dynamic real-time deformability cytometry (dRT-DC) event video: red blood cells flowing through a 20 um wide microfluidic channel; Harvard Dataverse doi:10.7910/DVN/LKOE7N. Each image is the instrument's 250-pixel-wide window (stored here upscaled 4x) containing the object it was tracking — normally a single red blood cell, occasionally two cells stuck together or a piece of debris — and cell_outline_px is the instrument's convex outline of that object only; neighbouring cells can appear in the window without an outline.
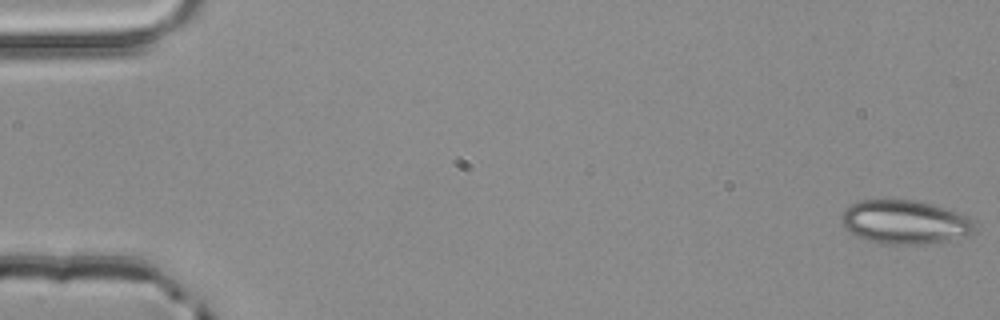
{"species": "common noctule bat (a hibernating species)", "species_latin": "Nyctalus noctula", "temperature_condition": "room temperature", "stored_images_in_passage": 5, "camera_frame_rate_fps": 3000, "um_per_image_px": 0.085, "animal": {"sex": "male", "body_mass_g": 20.4}, "frame": {"image": 1, "passage_image": 1, "time_ms": 0.0, "image_size_px": [1000, 320], "cell_outline_px": [[976, 228], [968, 236], [948, 240], [920, 244], [880, 244], [856, 236], [840, 220], [840, 216], [844, 208], [860, 200], [916, 200], [932, 204], [968, 216], [972, 220]], "centroid_in_image_um": [76.91, 18.87], "position_along_channel_um": 8.1, "area_um2": 33.87}}